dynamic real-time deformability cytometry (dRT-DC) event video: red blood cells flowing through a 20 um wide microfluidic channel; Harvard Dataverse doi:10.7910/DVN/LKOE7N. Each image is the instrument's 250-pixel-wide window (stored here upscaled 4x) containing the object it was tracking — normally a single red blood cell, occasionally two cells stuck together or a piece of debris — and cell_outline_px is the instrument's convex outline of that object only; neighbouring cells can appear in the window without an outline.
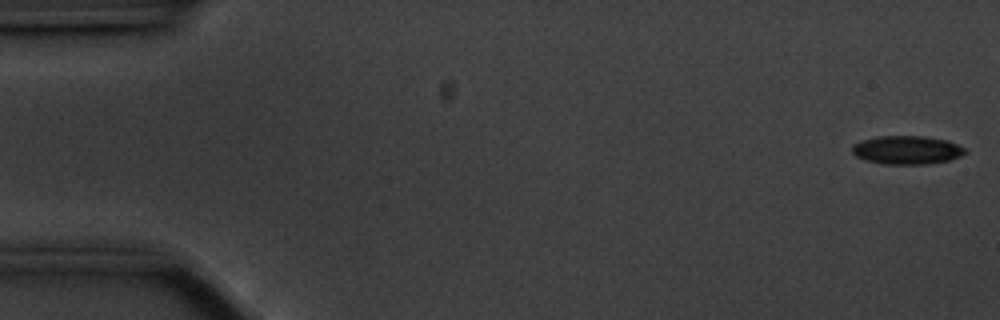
{"species": "common noctule bat (a hibernating species)", "species_latin": "Nyctalus noctula", "temperature_condition": "cold", "stored_images_in_passage": 56, "camera_frame_rate_fps": 3000, "um_per_image_px": 0.085, "animal": {"sex": "male", "body_mass_g": 20.1, "forearm_length_mm": 53.5}, "frame": {"image": 1, "passage_image": 1, "time_ms": 0.0, "image_size_px": [1000, 320], "cell_outline_px": [[968, 152], [960, 156], [948, 160], [928, 164], [888, 164], [868, 160], [856, 156], [852, 152], [852, 144], [860, 140], [876, 136], [924, 136], [948, 140], [968, 148]], "centroid_in_image_um": [77.12, 12.73], "position_along_channel_um": 7.9, "area_um2": 18.9}}
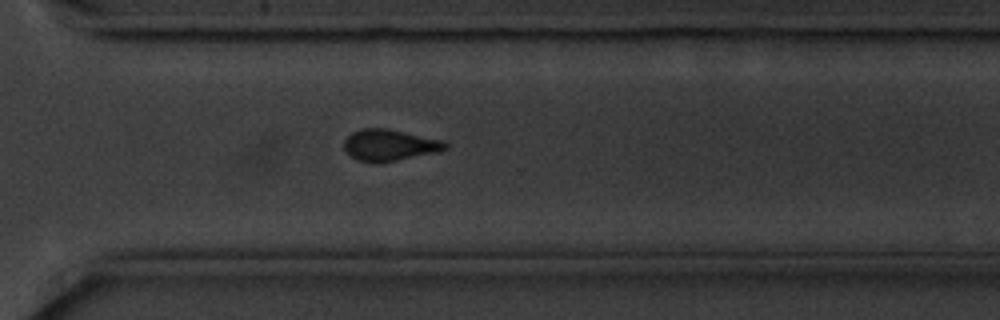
{"frame": {"image": 2, "passage_image": 40, "time_ms": 13.0, "image_size_px": [1000, 320], "cell_outline_px": [[448, 148], [432, 152], [380, 164], [376, 164], [356, 160], [344, 148], [344, 140], [352, 132], [360, 128], [388, 128], [444, 140], [448, 144]], "centroid_in_image_um": [33.08, 12.33], "position_along_channel_um": 337.5, "area_um2": 18.61}}
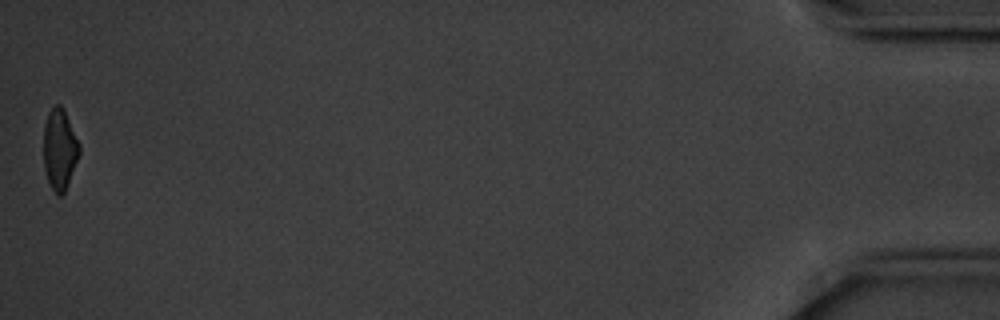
{"frame": {"image": 3, "passage_image": 56, "time_ms": 18.333, "image_size_px": [1000, 320], "cell_outline_px": [[80, 152], [68, 184], [64, 192], [60, 196], [52, 188], [48, 180], [44, 168], [44, 124], [48, 112], [56, 104], [60, 104], [64, 108], [80, 144]], "centroid_in_image_um": [5.07, 12.64], "position_along_channel_um": 430.1, "area_um2": 16.76}, "authors_computed_cell_mechanics": {"area_um2": 18.8717, "velocity_mm_per_s": 3.5343, "shape_relaxation_time_tau1_ms": 3.5959, "shape_relaxation_time_tau2_ms": 6.6502, "deformation_change_tau1": 0.1238, "deformation_change_tau2": 0.1146}}